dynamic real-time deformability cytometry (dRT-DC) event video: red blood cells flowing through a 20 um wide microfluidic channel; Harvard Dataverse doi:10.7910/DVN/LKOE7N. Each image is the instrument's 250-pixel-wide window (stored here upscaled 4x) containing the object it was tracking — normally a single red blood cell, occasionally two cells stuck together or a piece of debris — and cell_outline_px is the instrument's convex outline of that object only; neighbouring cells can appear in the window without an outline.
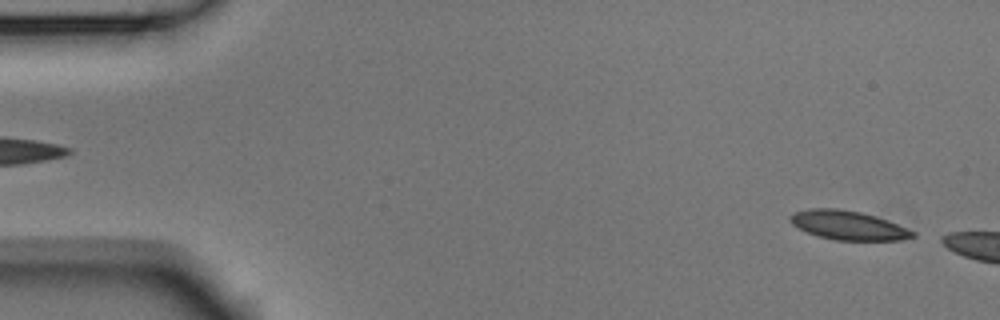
{"species": "Egyptian fruit bat (a non-hibernating species)", "species_latin": "Rousettus aegyptiacus", "temperature_condition": "room temperature", "stored_images_in_passage": 6, "camera_frame_rate_fps": 3000, "um_per_image_px": 0.085, "animal": {"sex": "male"}, "frame": {"image": 1, "passage_image": 2, "time_ms": 0.333, "image_size_px": [1000, 320], "cell_outline_px": [[916, 236], [900, 240], [836, 240], [816, 236], [792, 224], [788, 220], [788, 216], [792, 212], [808, 208], [836, 208], [860, 212], [876, 216], [888, 220], [916, 232]], "centroid_in_image_um": [72.06, 19.14], "position_along_channel_um": 12.9, "area_um2": 20.87}}